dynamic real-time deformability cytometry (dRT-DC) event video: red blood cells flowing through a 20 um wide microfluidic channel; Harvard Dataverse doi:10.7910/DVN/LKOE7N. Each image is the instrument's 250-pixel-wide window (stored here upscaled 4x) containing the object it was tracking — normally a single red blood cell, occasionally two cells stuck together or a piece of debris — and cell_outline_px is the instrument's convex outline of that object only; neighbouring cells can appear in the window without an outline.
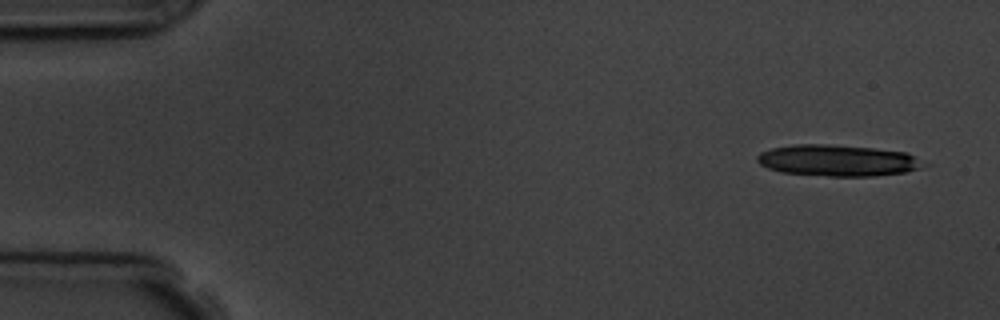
{"species": "common noctule bat (a hibernating species)", "species_latin": "Nyctalus noctula", "temperature_condition": "room temperature", "stored_images_in_passage": 6, "camera_frame_rate_fps": 3000, "um_per_image_px": 0.085, "animal": {"sex": "male", "body_mass_g": 19.5, "forearm_length_mm": 54.6}, "frame": {"image": 1, "passage_image": 1, "time_ms": 0.0, "image_size_px": [1000, 320], "cell_outline_px": [[920, 168], [908, 172], [872, 176], [828, 176], [780, 172], [768, 168], [760, 164], [756, 160], [756, 156], [760, 152], [772, 148], [796, 144], [828, 144], [872, 148], [908, 152], [920, 164]], "centroid_in_image_um": [71.12, 13.64], "position_along_channel_um": 13.9, "area_um2": 30.11}}
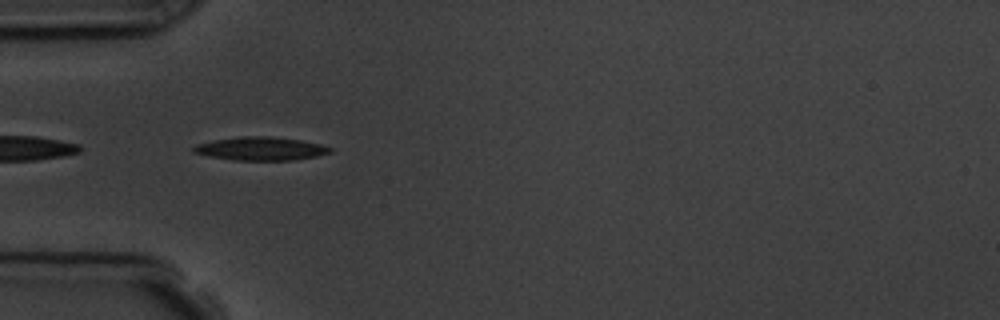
{"frame": {"image": 2, "passage_image": 5, "time_ms": 4.667, "image_size_px": [1000, 320], "cell_outline_px": [[332, 152], [316, 156], [292, 160], [232, 160], [208, 156], [192, 152], [192, 148], [196, 144], [212, 140], [240, 136], [268, 136], [300, 140], [320, 144], [332, 148]], "centroid_in_image_um": [22.11, 12.63], "position_along_channel_um": 62.9, "area_um2": 18.61}}